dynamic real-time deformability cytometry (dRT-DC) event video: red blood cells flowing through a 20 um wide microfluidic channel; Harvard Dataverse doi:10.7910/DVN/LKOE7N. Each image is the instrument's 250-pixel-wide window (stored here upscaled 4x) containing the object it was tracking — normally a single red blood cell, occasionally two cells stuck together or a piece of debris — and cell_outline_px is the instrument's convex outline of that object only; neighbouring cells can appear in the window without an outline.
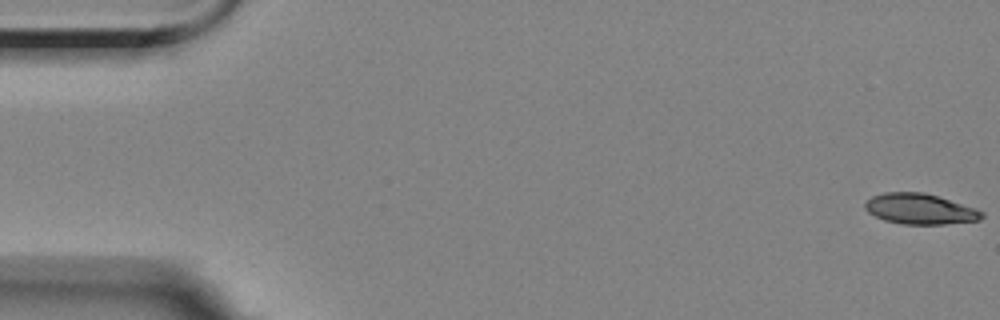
{"species": "Egyptian fruit bat (a non-hibernating species)", "species_latin": "Rousettus aegyptiacus", "temperature_condition": "room temperature", "stored_images_in_passage": 57, "camera_frame_rate_fps": 3000, "um_per_image_px": 0.085, "animal": {"sex": "female"}, "frame": {"image": 1, "passage_image": 1, "time_ms": 0.0, "image_size_px": [1000, 320], "cell_outline_px": [[984, 216], [980, 220], [944, 224], [900, 224], [884, 220], [868, 212], [864, 208], [864, 204], [872, 196], [884, 192], [924, 192], [976, 208], [984, 212]], "centroid_in_image_um": [78.2, 17.76], "position_along_channel_um": 6.8, "area_um2": 20.81}}
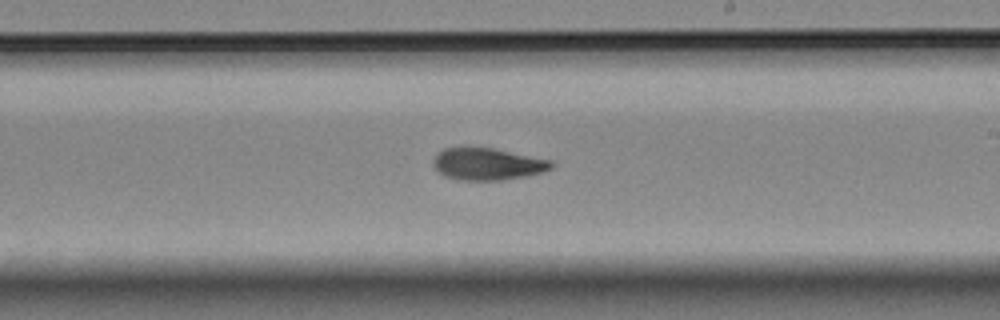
{"frame": {"image": 2, "passage_image": 33, "time_ms": 10.667, "image_size_px": [1000, 320], "cell_outline_px": [[556, 164], [552, 168], [544, 172], [504, 180], [460, 180], [444, 176], [436, 172], [432, 164], [432, 160], [444, 148], [460, 144], [464, 144], [492, 148], [552, 160]], "centroid_in_image_um": [41.39, 13.91], "position_along_channel_um": 247.6, "area_um2": 22.83}}
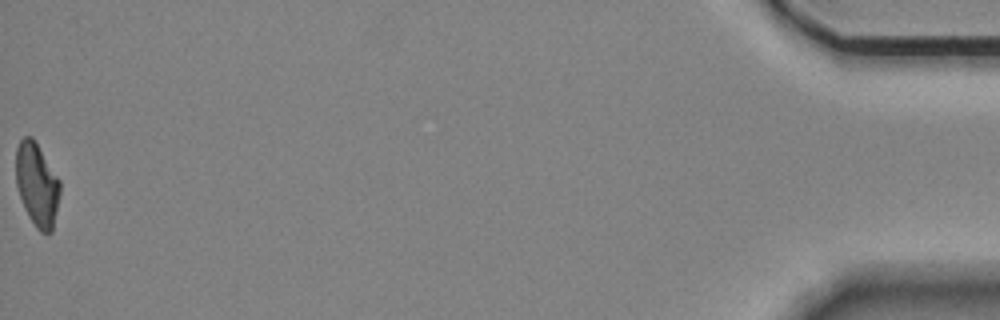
{"frame": {"image": 3, "passage_image": 57, "time_ms": 18.667, "image_size_px": [1000, 320], "cell_outline_px": [[60, 192], [52, 232], [40, 232], [36, 228], [28, 216], [24, 208], [16, 184], [16, 148], [20, 140], [24, 136], [32, 136], [60, 180]], "centroid_in_image_um": [3.14, 15.68], "position_along_channel_um": 432.1, "area_um2": 21.33}, "authors_computed_cell_mechanics": {"area_um2": 21.964, "velocity_mm_per_s": 3.5382, "shape_relaxation_time_tau1_ms": 5.5107, "shape_relaxation_time_tau2_ms": 4.833, "deformation_change_tau1": 0.1539, "deformation_change_tau2": 0.1119}}